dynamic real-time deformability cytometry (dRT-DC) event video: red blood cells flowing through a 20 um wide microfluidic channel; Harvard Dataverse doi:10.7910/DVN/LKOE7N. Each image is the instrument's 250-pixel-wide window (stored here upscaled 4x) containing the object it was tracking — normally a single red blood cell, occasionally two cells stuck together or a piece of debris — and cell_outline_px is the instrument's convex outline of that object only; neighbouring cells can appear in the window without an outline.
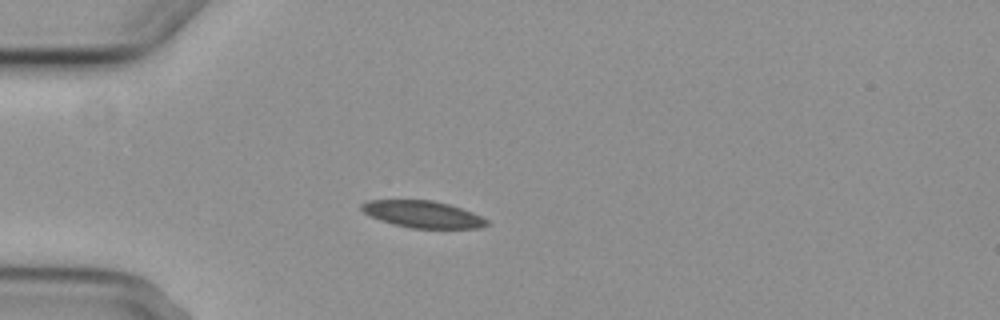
{"species": "common noctule bat (a hibernating species)", "species_latin": "Nyctalus noctula", "temperature_condition": "cold", "stored_images_in_passage": 5, "camera_frame_rate_fps": 3000, "um_per_image_px": 0.085, "animal": {"sex": "female", "body_mass_g": 29.2, "forearm_length_mm": 56.3}, "frame": {"image": 1, "passage_image": 3, "time_ms": 3.0, "image_size_px": [1000, 320], "cell_outline_px": [[488, 224], [480, 228], [412, 228], [392, 224], [380, 220], [364, 212], [360, 208], [360, 204], [368, 200], [432, 200], [448, 204], [472, 212], [488, 220]], "centroid_in_image_um": [35.91, 18.21], "position_along_channel_um": 49.1, "area_um2": 19.48}}
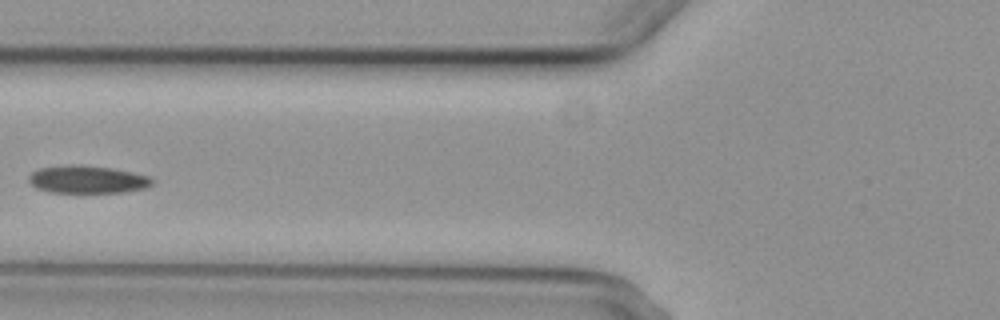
{"frame": {"image": 2, "passage_image": 5, "time_ms": 5.333, "image_size_px": [1000, 320], "cell_outline_px": [[156, 180], [152, 184], [144, 188], [124, 192], [48, 192], [36, 188], [28, 180], [28, 176], [32, 172], [40, 168], [112, 168], [132, 172], [148, 176]], "centroid_in_image_um": [7.48, 15.31], "position_along_channel_um": 118.3, "area_um2": 18.79}}